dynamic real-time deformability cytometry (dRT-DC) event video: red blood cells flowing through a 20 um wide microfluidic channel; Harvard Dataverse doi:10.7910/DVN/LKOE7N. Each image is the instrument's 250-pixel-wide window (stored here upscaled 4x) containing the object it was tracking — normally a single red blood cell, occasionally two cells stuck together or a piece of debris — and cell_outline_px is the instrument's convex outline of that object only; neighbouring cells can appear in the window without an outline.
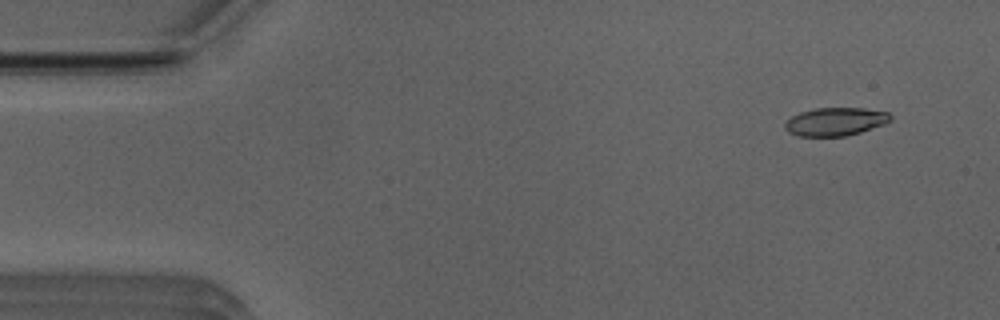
{"species": "Egyptian fruit bat (a non-hibernating species)", "species_latin": "Rousettus aegyptiacus", "temperature_condition": "room temperature", "stored_images_in_passage": 46, "camera_frame_rate_fps": 3000, "um_per_image_px": 0.085, "animal": {"sex": "male"}, "frame": {"image": 1, "passage_image": 4, "time_ms": 1.0, "image_size_px": [1000, 320], "cell_outline_px": [[892, 120], [884, 124], [860, 132], [844, 136], [796, 136], [788, 132], [784, 128], [784, 124], [792, 116], [800, 112], [816, 108], [864, 108], [888, 112], [892, 116]], "centroid_in_image_um": [71.0, 10.34], "position_along_channel_um": 14.0, "area_um2": 17.34}}
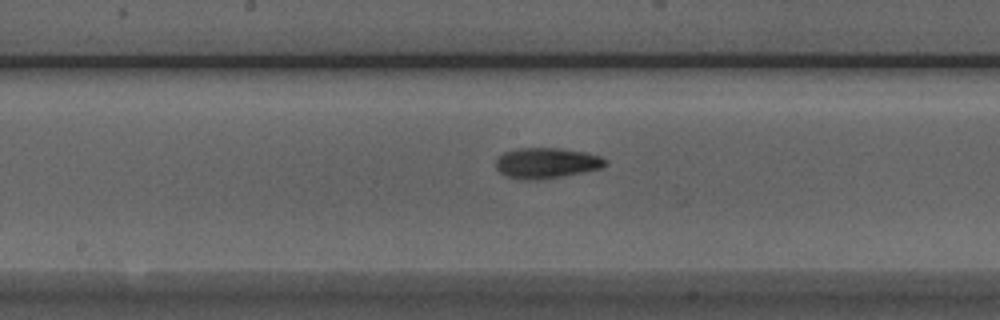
{"frame": {"image": 2, "passage_image": 26, "time_ms": 8.333, "image_size_px": [1000, 320], "cell_outline_px": [[608, 164], [600, 168], [584, 172], [540, 180], [520, 180], [504, 176], [496, 168], [496, 160], [504, 152], [520, 148], [560, 148], [584, 152], [600, 156], [608, 160]], "centroid_in_image_um": [46.45, 13.87], "position_along_channel_um": 201.8, "area_um2": 19.65}}
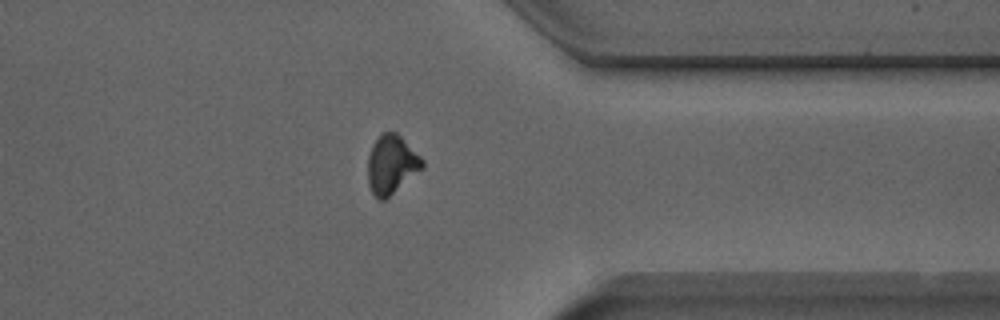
{"frame": {"image": 3, "passage_image": 40, "time_ms": 13.0, "image_size_px": [1000, 320], "cell_outline_px": [[424, 168], [384, 200], [376, 200], [368, 184], [368, 156], [372, 144], [384, 132], [396, 132], [424, 160]], "centroid_in_image_um": [33.27, 14.01], "position_along_channel_um": 378.1, "area_um2": 18.55}, "authors_computed_cell_mechanics": {"area_um2": 18.4382, "velocity_mm_per_s": 3.9797, "shape_relaxation_time_tau1_ms": 3.5839, "shape_relaxation_time_tau2_ms": 2.961, "deformation_change_tau1": 0.1447, "deformation_change_tau2": 0.1015}}